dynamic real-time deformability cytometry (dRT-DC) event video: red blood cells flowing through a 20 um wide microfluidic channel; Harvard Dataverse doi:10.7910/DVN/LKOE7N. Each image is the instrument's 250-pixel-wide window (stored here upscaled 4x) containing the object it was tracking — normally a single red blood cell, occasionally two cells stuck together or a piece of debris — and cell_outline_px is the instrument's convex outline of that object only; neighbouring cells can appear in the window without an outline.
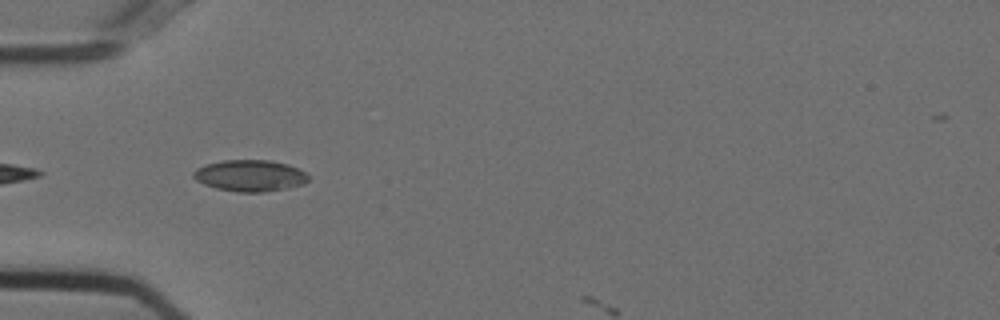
{"species": "Egyptian fruit bat (a non-hibernating species)", "species_latin": "Rousettus aegyptiacus", "temperature_condition": "cold", "stored_images_in_passage": 6, "camera_frame_rate_fps": 3000, "um_per_image_px": 0.085, "animal": {"sex": "female"}, "frame": {"image": 1, "passage_image": 2, "time_ms": 0.333, "image_size_px": [1000, 320], "cell_outline_px": [[312, 176], [308, 180], [300, 184], [288, 188], [264, 192], [240, 192], [216, 188], [204, 184], [196, 180], [192, 176], [192, 172], [196, 168], [208, 164], [224, 160], [268, 160], [288, 164]], "centroid_in_image_um": [21.24, 14.93], "position_along_channel_um": 63.8, "area_um2": 20.98}}
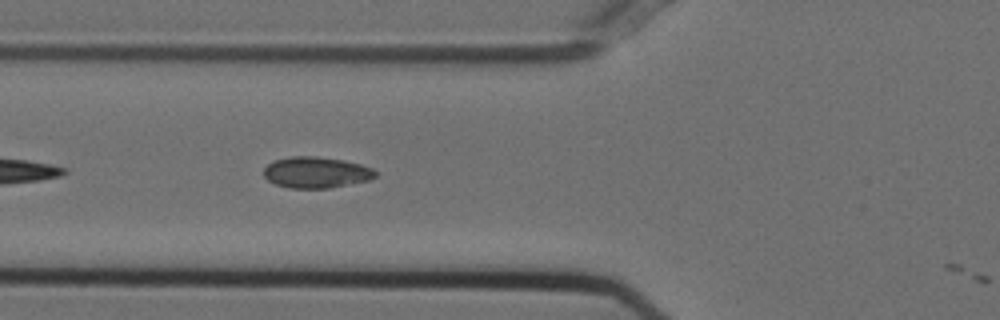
{"frame": {"image": 2, "passage_image": 5, "time_ms": 1.333, "image_size_px": [1000, 320], "cell_outline_px": [[376, 176], [368, 180], [328, 188], [292, 188], [276, 184], [268, 180], [264, 176], [264, 168], [268, 164], [276, 160], [292, 156], [316, 156], [344, 160], [360, 164], [372, 168], [376, 172]], "centroid_in_image_um": [26.87, 14.65], "position_along_channel_um": 98.9, "area_um2": 20.06}}